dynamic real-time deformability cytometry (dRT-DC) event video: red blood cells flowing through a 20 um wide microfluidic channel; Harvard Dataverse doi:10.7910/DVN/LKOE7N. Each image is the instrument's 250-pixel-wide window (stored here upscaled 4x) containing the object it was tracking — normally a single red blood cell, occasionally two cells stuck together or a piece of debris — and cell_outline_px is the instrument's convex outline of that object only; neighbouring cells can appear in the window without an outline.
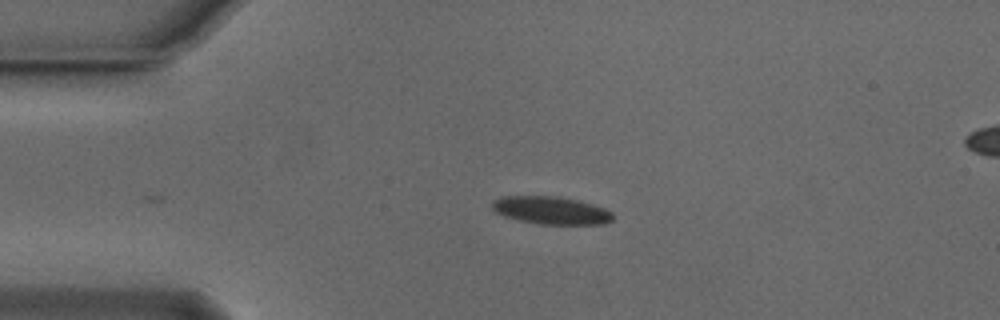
{"species": "Egyptian fruit bat (a non-hibernating species)", "species_latin": "Rousettus aegyptiacus", "temperature_condition": "cold", "stored_images_in_passage": 35, "camera_frame_rate_fps": 3000, "um_per_image_px": 0.085, "animal": {"sex": "male"}, "frame": {"image": 1, "passage_image": 1, "time_ms": 0.0, "image_size_px": [1000, 320], "cell_outline_px": [[612, 220], [604, 224], [540, 224], [516, 220], [504, 216], [496, 212], [492, 208], [492, 200], [500, 196], [552, 196], [576, 200], [592, 204], [604, 208], [612, 212]], "centroid_in_image_um": [46.8, 17.88], "position_along_channel_um": 38.2, "area_um2": 19.48}}
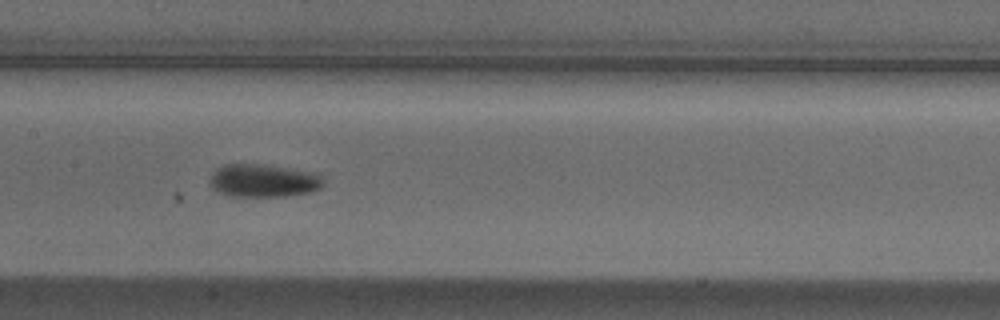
{"frame": {"image": 2, "passage_image": 15, "time_ms": 4.667, "image_size_px": [1000, 320], "cell_outline_px": [[324, 184], [320, 188], [312, 192], [288, 196], [228, 196], [212, 188], [208, 184], [208, 180], [216, 168], [224, 164], [256, 164], [316, 172], [320, 176]], "centroid_in_image_um": [22.36, 15.36], "position_along_channel_um": 185.0, "area_um2": 21.91}}
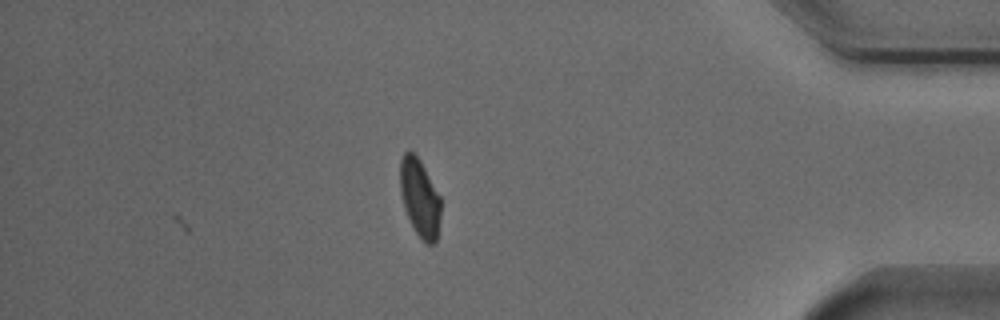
{"frame": {"image": 3, "passage_image": 35, "time_ms": 11.333, "image_size_px": [1000, 320], "cell_outline_px": [[440, 216], [436, 240], [432, 244], [424, 244], [420, 240], [404, 208], [400, 192], [400, 160], [404, 152], [412, 152], [420, 160], [440, 196]], "centroid_in_image_um": [35.67, 16.83], "position_along_channel_um": 399.5, "area_um2": 18.32}, "authors_computed_cell_mechanics": {"area_um2": 19.8832, "velocity_mm_per_s": 3.8241, "shape_relaxation_time_tau1_ms": 3.1836, "shape_relaxation_time_tau2_ms": null, "deformation_change_tau1": 0.1053, "deformation_change_tau2": null}}